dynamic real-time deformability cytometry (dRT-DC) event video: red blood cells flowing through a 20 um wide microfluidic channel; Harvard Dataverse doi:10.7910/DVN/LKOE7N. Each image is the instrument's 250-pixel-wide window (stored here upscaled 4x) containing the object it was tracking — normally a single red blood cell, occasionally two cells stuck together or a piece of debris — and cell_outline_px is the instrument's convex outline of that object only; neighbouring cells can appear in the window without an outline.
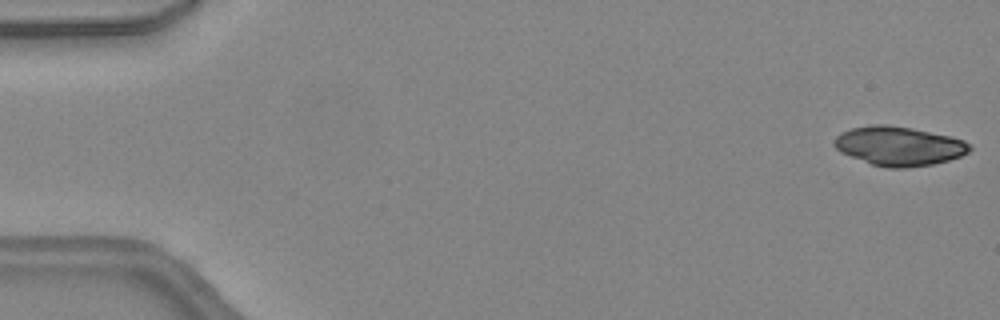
{"species": "common noctule bat (a hibernating species)", "species_latin": "Nyctalus noctula", "temperature_condition": "warm", "stored_images_in_passage": 14, "camera_frame_rate_fps": 3000, "um_per_image_px": 0.085, "animal": {"sex": "female", "body_mass_g": 24.6, "forearm_length_mm": 56.2}, "frame": {"image": 1, "passage_image": 1, "time_ms": 0.0, "image_size_px": [1000, 320], "cell_outline_px": [[972, 148], [968, 152], [960, 156], [948, 160], [932, 164], [908, 168], [888, 168], [872, 164], [840, 152], [832, 144], [832, 140], [840, 132], [852, 128], [872, 124], [884, 124], [912, 128], [948, 136], [964, 140], [972, 144]], "centroid_in_image_um": [76.39, 12.41], "position_along_channel_um": 8.6, "area_um2": 30.92}}